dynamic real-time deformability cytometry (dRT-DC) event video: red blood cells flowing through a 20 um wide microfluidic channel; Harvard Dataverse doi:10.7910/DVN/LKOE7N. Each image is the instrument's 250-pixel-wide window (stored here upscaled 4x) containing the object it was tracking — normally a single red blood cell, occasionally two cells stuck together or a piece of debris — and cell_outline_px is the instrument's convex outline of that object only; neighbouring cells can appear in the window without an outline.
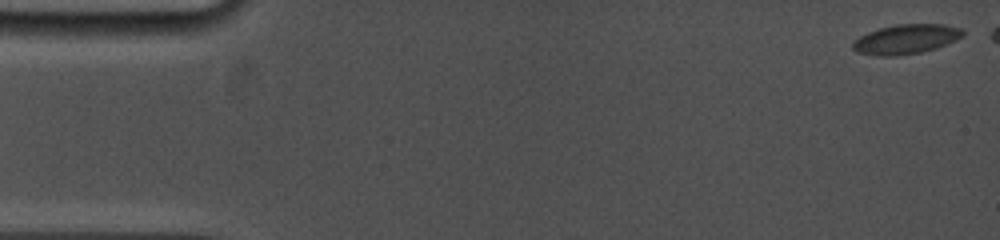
{"species": "common noctule bat (a hibernating species)", "species_latin": "Nyctalus noctula", "temperature_condition": "cold", "stored_images_in_passage": 26, "camera_frame_rate_fps": 5000, "um_per_image_px": 0.085, "animal": {"sex": "female", "body_mass_g": 19.0, "forearm_length_mm": 53.3}, "frame": {"image": 1, "passage_image": 1, "time_ms": 0.0, "image_size_px": [1000, 240], "cell_outline_px": [[964, 36], [956, 40], [936, 48], [920, 52], [896, 56], [876, 56], [860, 52], [852, 48], [852, 44], [860, 36], [868, 32], [880, 28], [896, 24], [944, 24], [964, 28]], "centroid_in_image_um": [77.06, 3.32], "position_along_channel_um": 7.9, "area_um2": 18.96}}
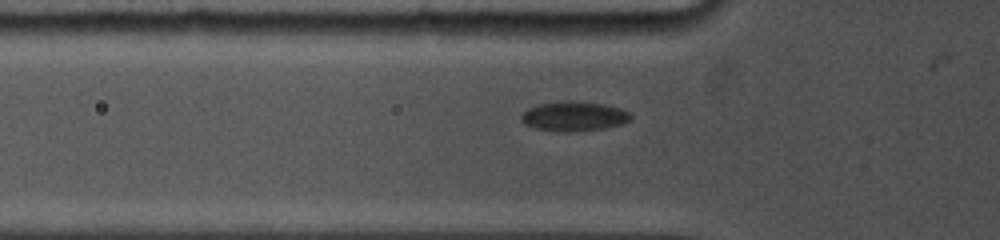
{"frame": {"image": 2, "passage_image": 20, "time_ms": 5.4, "image_size_px": [1000, 240], "cell_outline_px": [[632, 116], [628, 120], [620, 124], [604, 128], [568, 132], [560, 132], [536, 128], [524, 124], [520, 120], [520, 116], [528, 108], [540, 104], [568, 100], [604, 104], [620, 108], [628, 112]], "centroid_in_image_um": [48.75, 9.88], "position_along_channel_um": 77.1, "area_um2": 18.73}}
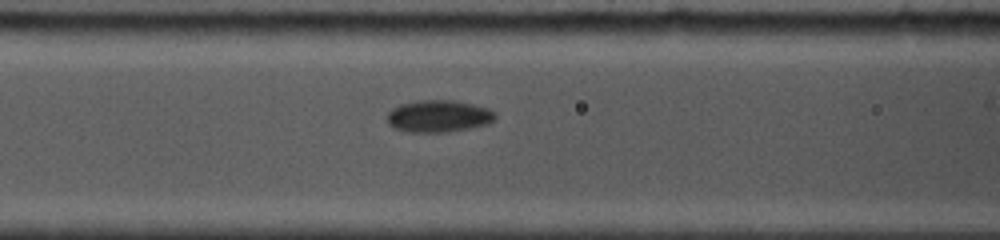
{"frame": {"image": 3, "passage_image": 25, "time_ms": 6.8, "image_size_px": [1000, 240], "cell_outline_px": [[496, 120], [484, 124], [468, 128], [448, 132], [408, 132], [392, 128], [388, 124], [388, 112], [392, 108], [400, 104], [416, 100], [452, 100], [472, 104], [488, 108], [496, 112]], "centroid_in_image_um": [37.25, 9.87], "position_along_channel_um": 129.3, "area_um2": 20.29}}